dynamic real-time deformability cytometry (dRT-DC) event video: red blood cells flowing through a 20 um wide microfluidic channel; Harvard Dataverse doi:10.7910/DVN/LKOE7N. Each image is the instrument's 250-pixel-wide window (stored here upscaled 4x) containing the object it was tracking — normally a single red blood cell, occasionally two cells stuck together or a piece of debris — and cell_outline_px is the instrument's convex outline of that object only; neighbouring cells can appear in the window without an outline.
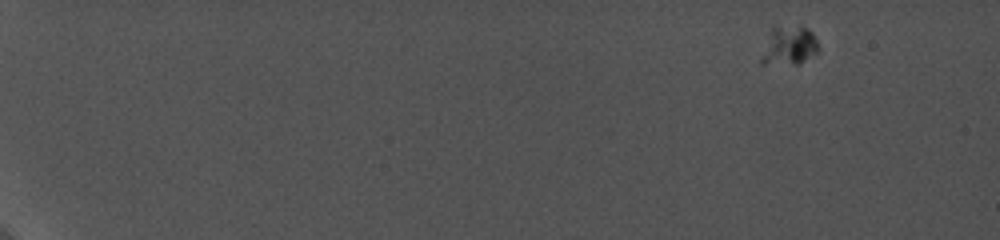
{"species": "common noctule bat (a hibernating species)", "species_latin": "Nyctalus noctula", "temperature_condition": "cold", "stored_images_in_passage": 34, "camera_frame_rate_fps": 5000, "um_per_image_px": 0.085, "animal": {"sex": "female", "body_mass_g": 19.0, "forearm_length_mm": 56.7}, "frame": {"image": 1, "passage_image": 1, "time_ms": 0.0, "image_size_px": [1000, 240], "cell_outline_px": [[816, 52], [804, 60], [796, 64], [760, 64], [760, 60], [772, 24], [808, 28], [812, 32], [816, 40]], "centroid_in_image_um": [67.0, 3.85], "position_along_channel_um": 18.0, "area_um2": 12.77}}
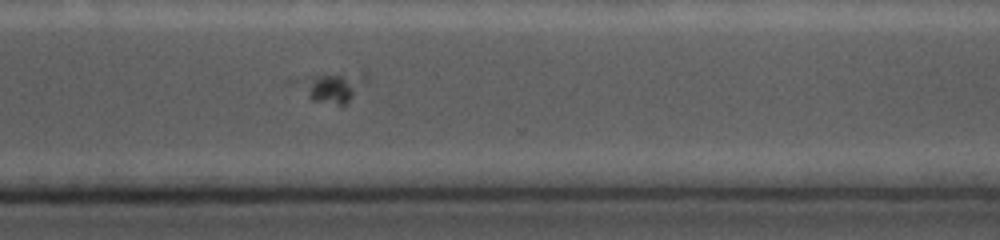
{"frame": {"image": 2, "passage_image": 28, "time_ms": 14.0, "image_size_px": [1000, 240], "cell_outline_px": [[368, 80], [348, 104], [336, 104], [312, 100], [284, 84], [284, 80], [288, 76], [364, 72], [368, 72]], "centroid_in_image_um": [27.94, 7.34], "position_along_channel_um": 342.7, "area_um2": 13.64}}
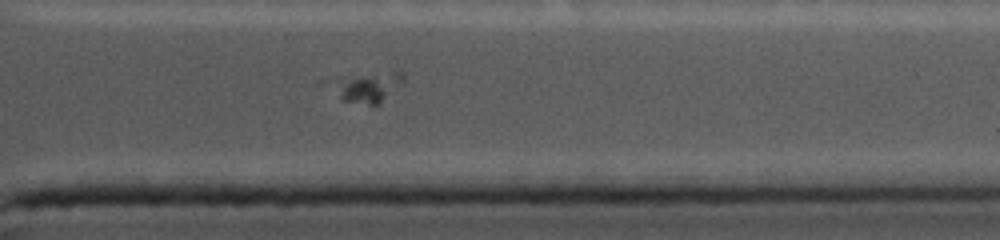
{"frame": {"image": 3, "passage_image": 31, "time_ms": 15.0, "image_size_px": [1000, 240], "cell_outline_px": [[404, 80], [380, 104], [368, 104], [344, 100], [340, 96], [332, 84], [332, 80], [340, 76], [396, 72], [400, 72], [404, 76]], "centroid_in_image_um": [31.24, 7.38], "position_along_channel_um": 380.2, "area_um2": 12.02}}